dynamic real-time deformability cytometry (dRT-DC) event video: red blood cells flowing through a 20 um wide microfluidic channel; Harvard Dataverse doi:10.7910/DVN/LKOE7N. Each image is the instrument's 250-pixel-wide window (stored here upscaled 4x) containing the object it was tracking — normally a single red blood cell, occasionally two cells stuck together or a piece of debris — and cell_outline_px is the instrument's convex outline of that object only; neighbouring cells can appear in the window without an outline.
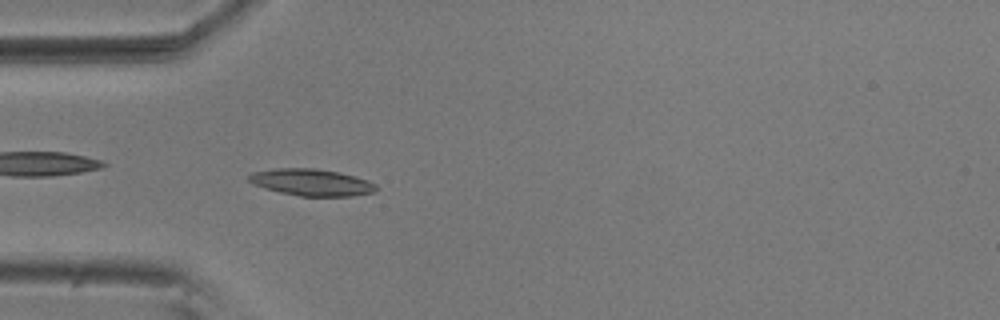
{"species": "common noctule bat (a hibernating species)", "species_latin": "Nyctalus noctula", "temperature_condition": "room temperature", "stored_images_in_passage": 41, "camera_frame_rate_fps": 3000, "um_per_image_px": 0.085, "animal": {"sex": "male", "body_mass_g": 20.5, "forearm_length_mm": 52.5}, "frame": {"image": 1, "passage_image": 3, "time_ms": 0.667, "image_size_px": [1000, 320], "cell_outline_px": [[376, 192], [352, 196], [300, 196], [280, 192], [264, 188], [252, 184], [248, 180], [248, 176], [252, 172], [276, 168], [316, 168], [340, 172], [368, 180], [376, 184]], "centroid_in_image_um": [26.48, 15.49], "position_along_channel_um": 58.5, "area_um2": 20.0}}
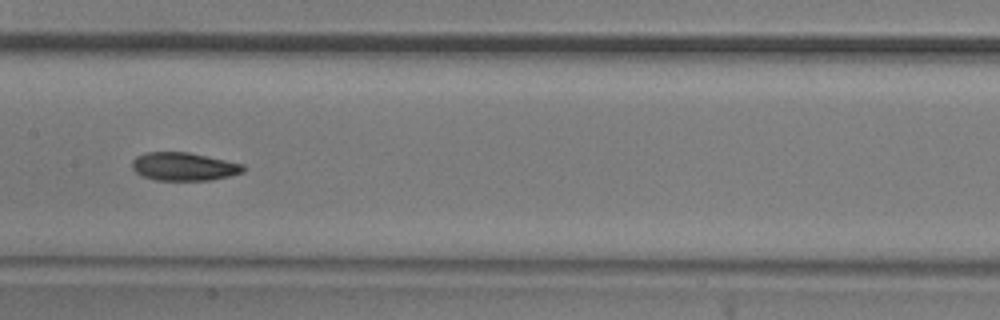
{"frame": {"image": 2, "passage_image": 14, "time_ms": 4.333, "image_size_px": [1000, 320], "cell_outline_px": [[244, 172], [212, 180], [156, 180], [140, 176], [132, 168], [132, 160], [136, 156], [144, 152], [188, 152], [244, 164]], "centroid_in_image_um": [15.59, 14.16], "position_along_channel_um": 191.8, "area_um2": 18.32}}
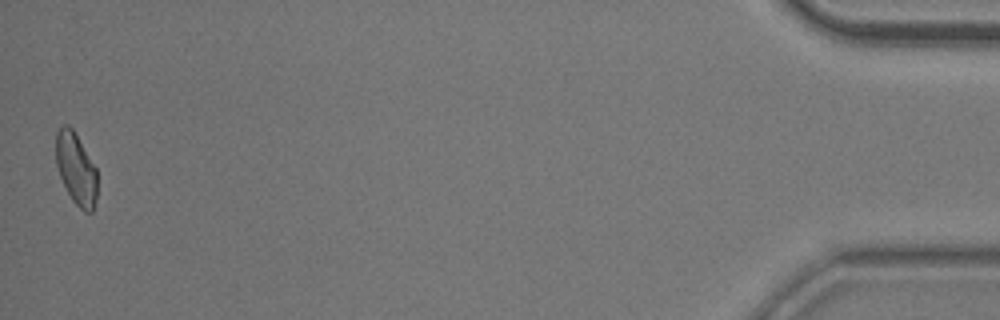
{"frame": {"image": 3, "passage_image": 41, "time_ms": 13.333, "image_size_px": [1000, 320], "cell_outline_px": [[96, 200], [92, 212], [84, 212], [72, 200], [60, 176], [56, 164], [56, 132], [64, 124], [68, 124], [72, 128], [96, 168]], "centroid_in_image_um": [6.45, 14.35], "position_along_channel_um": 428.7, "area_um2": 16.99}, "authors_computed_cell_mechanics": {"area_um2": 18.0914, "velocity_mm_per_s": 3.6846, "shape_relaxation_time_tau1_ms": 3.9786, "shape_relaxation_time_tau2_ms": 3.1763, "deformation_change_tau1": 0.129, "deformation_change_tau2": 0.0886}}